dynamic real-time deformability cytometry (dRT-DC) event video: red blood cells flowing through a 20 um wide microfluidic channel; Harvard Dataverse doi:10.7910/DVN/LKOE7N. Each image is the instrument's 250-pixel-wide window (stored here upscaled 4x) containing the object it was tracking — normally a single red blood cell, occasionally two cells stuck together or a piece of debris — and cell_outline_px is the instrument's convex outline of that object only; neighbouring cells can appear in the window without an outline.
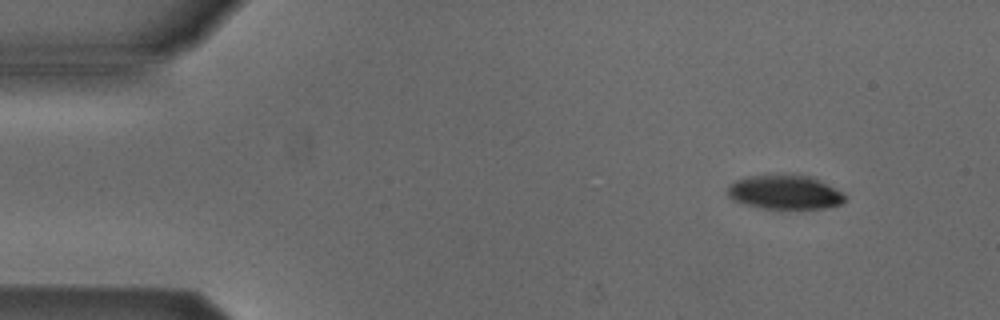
{"species": "Egyptian fruit bat (a non-hibernating species)", "species_latin": "Rousettus aegyptiacus", "temperature_condition": "cold", "stored_images_in_passage": 5, "camera_frame_rate_fps": 3000, "um_per_image_px": 0.085, "animal": {"sex": "male"}, "frame": {"image": 1, "passage_image": 2, "time_ms": 1.333, "image_size_px": [1000, 320], "cell_outline_px": [[844, 200], [840, 204], [824, 208], [764, 208], [748, 204], [736, 200], [728, 196], [728, 184], [744, 176], [776, 172], [780, 172], [808, 176], [820, 180], [840, 192], [844, 196]], "centroid_in_image_um": [66.65, 16.28], "position_along_channel_um": 18.4, "area_um2": 23.47}}
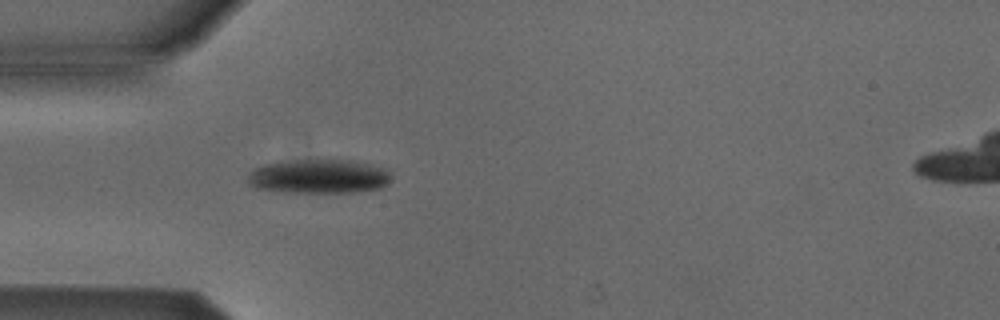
{"frame": {"image": 2, "passage_image": 5, "time_ms": 4.667, "image_size_px": [1000, 320], "cell_outline_px": [[392, 180], [388, 184], [380, 188], [356, 192], [284, 192], [256, 188], [248, 184], [248, 176], [256, 168], [268, 164], [296, 160], [352, 160], [384, 168], [392, 176]], "centroid_in_image_um": [27.15, 15.01], "position_along_channel_um": 57.8, "area_um2": 28.32}}